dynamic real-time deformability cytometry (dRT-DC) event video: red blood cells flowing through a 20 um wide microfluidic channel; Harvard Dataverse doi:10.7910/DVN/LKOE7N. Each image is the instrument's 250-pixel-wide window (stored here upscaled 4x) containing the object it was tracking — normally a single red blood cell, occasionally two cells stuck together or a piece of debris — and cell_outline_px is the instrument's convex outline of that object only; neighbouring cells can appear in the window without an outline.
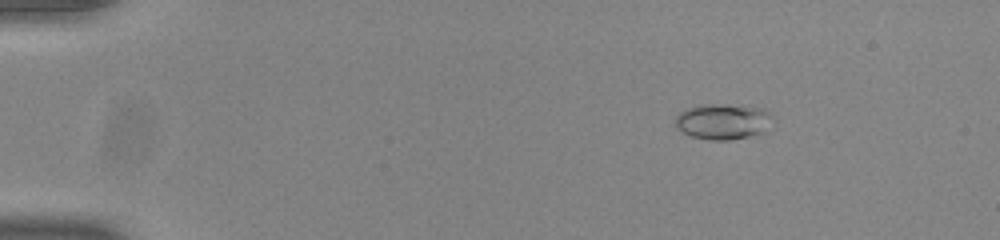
{"species": "common noctule bat (a hibernating species)", "species_latin": "Nyctalus noctula", "temperature_condition": "room temperature", "stored_images_in_passage": 54, "camera_frame_rate_fps": 3000, "um_per_image_px": 0.085, "animal": {"sex": "male", "body_mass_g": 20.0, "forearm_length_mm": 53.3}, "frame": {"image": 1, "passage_image": 9, "time_ms": 2.667, "image_size_px": [1000, 240], "cell_outline_px": [[772, 116], [764, 132], [732, 140], [708, 140], [692, 136], [684, 132], [676, 124], [676, 116], [680, 112], [696, 104], [720, 104], [764, 108]], "centroid_in_image_um": [61.44, 10.32], "position_along_channel_um": 23.6, "area_um2": 20.0}}
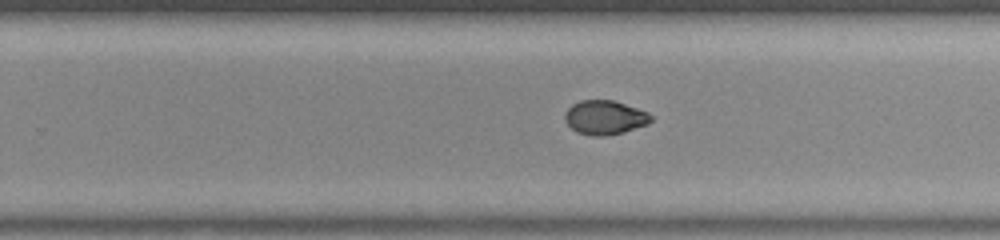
{"frame": {"image": 2, "passage_image": 36, "time_ms": 11.667, "image_size_px": [1000, 240], "cell_outline_px": [[652, 120], [648, 124], [624, 132], [600, 136], [592, 136], [576, 132], [564, 120], [564, 112], [572, 104], [580, 100], [612, 100], [648, 112], [652, 116]], "centroid_in_image_um": [51.39, 9.98], "position_along_channel_um": 278.4, "area_um2": 17.11}}
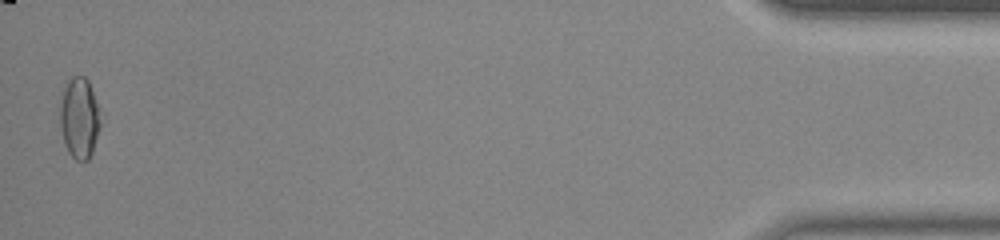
{"frame": {"image": 3, "passage_image": 54, "time_ms": 17.667, "image_size_px": [1000, 240], "cell_outline_px": [[104, 116], [92, 152], [88, 160], [76, 160], [68, 152], [64, 144], [60, 124], [60, 108], [64, 88], [68, 80], [72, 76], [84, 76], [88, 80]], "centroid_in_image_um": [6.79, 10.02], "position_along_channel_um": 428.4, "area_um2": 19.48}, "authors_computed_cell_mechanics": {"area_um2": 17.7446, "velocity_mm_per_s": 3.8945, "shape_relaxation_time_tau1_ms": null, "shape_relaxation_time_tau2_ms": 1.6806, "deformation_change_tau1": null, "deformation_change_tau2": 0.045}}